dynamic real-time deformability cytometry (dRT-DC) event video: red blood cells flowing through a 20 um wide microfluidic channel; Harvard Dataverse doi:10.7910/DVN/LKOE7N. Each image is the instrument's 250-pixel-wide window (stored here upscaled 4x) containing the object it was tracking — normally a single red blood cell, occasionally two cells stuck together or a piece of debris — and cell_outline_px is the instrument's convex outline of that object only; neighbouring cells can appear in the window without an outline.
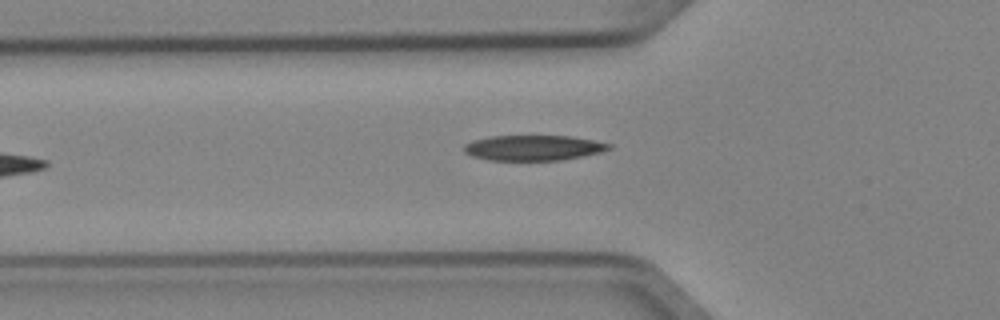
{"species": "Egyptian fruit bat (a non-hibernating species)", "species_latin": "Rousettus aegyptiacus", "temperature_condition": "cold", "stored_images_in_passage": 6, "camera_frame_rate_fps": 3000, "um_per_image_px": 0.085, "animal": {"sex": "female"}, "frame": {"image": 1, "passage_image": 6, "time_ms": 1.667, "image_size_px": [1000, 320], "cell_outline_px": [[612, 148], [600, 152], [560, 160], [488, 160], [472, 156], [464, 152], [464, 144], [472, 140], [488, 136], [568, 136], [592, 140], [612, 144]], "centroid_in_image_um": [45.29, 12.56], "position_along_channel_um": 80.5, "area_um2": 21.27}}